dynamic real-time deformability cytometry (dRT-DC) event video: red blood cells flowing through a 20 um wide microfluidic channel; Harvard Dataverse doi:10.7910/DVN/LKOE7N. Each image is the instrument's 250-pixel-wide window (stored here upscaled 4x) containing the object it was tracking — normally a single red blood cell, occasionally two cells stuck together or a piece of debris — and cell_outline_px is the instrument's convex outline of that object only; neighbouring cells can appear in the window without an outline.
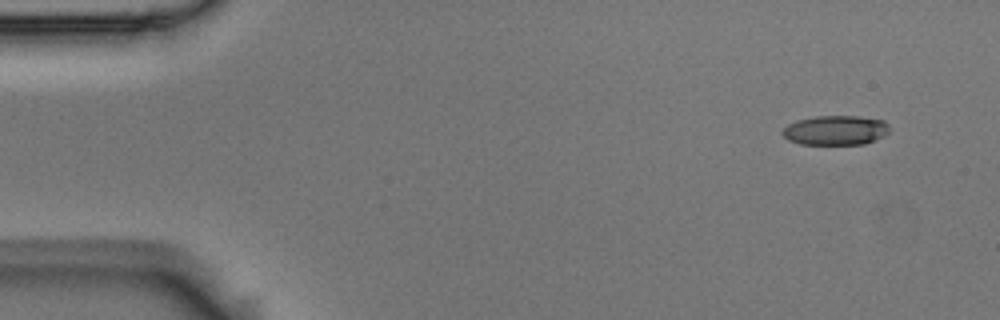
{"species": "Egyptian fruit bat (a non-hibernating species)", "species_latin": "Rousettus aegyptiacus", "temperature_condition": "room temperature", "stored_images_in_passage": 5, "camera_frame_rate_fps": 3000, "um_per_image_px": 0.085, "animal": {"sex": "male"}, "frame": {"image": 1, "passage_image": 1, "time_ms": 0.0, "image_size_px": [1000, 320], "cell_outline_px": [[892, 128], [884, 136], [876, 140], [864, 144], [800, 144], [788, 140], [780, 132], [788, 124], [796, 120], [816, 116], [860, 116], [884, 120]], "centroid_in_image_um": [71.05, 11.07], "position_along_channel_um": 14.0, "area_um2": 18.67}}
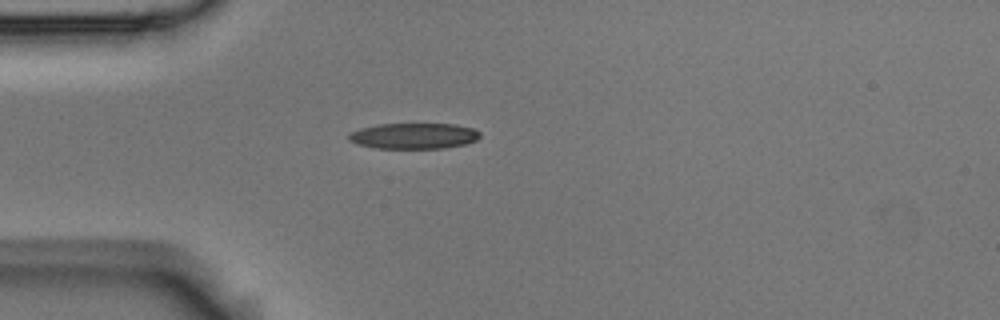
{"frame": {"image": 2, "passage_image": 4, "time_ms": 1.0, "image_size_px": [1000, 320], "cell_outline_px": [[480, 136], [476, 140], [464, 144], [444, 148], [372, 148], [356, 144], [348, 140], [348, 136], [352, 132], [360, 128], [380, 124], [456, 124], [472, 128], [480, 132]], "centroid_in_image_um": [35.16, 11.55], "position_along_channel_um": 49.8, "area_um2": 19.71}}